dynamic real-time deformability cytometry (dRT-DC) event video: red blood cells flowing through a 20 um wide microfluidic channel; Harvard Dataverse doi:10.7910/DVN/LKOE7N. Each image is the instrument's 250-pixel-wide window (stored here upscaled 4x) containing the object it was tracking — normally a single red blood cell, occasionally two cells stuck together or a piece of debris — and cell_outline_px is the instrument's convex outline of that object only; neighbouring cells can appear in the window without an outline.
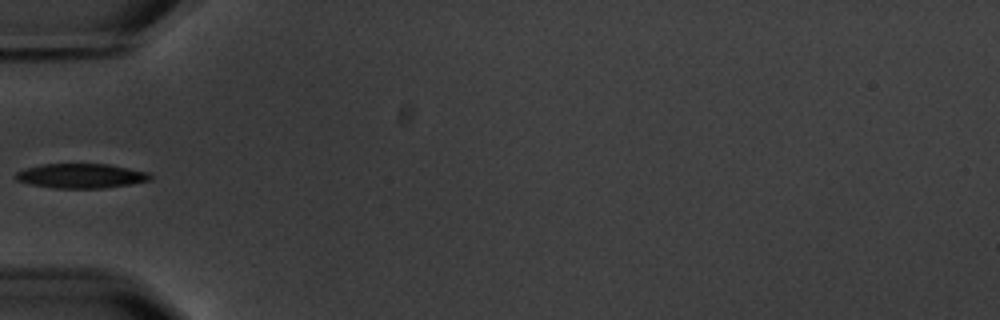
{"species": "common noctule bat (a hibernating species)", "species_latin": "Nyctalus noctula", "temperature_condition": "warm", "stored_images_in_passage": 7, "camera_frame_rate_fps": 3000, "um_per_image_px": 0.085, "animal": {"sex": "male", "body_mass_g": 20.1, "forearm_length_mm": 53.5}, "frame": {"image": 1, "passage_image": 7, "time_ms": 6.667, "image_size_px": [1000, 320], "cell_outline_px": [[152, 180], [132, 184], [104, 188], [52, 188], [28, 184], [16, 180], [16, 172], [24, 168], [44, 164], [108, 164], [148, 172], [152, 176]], "centroid_in_image_um": [6.89, 14.95], "position_along_channel_um": 78.1, "area_um2": 19.36}}